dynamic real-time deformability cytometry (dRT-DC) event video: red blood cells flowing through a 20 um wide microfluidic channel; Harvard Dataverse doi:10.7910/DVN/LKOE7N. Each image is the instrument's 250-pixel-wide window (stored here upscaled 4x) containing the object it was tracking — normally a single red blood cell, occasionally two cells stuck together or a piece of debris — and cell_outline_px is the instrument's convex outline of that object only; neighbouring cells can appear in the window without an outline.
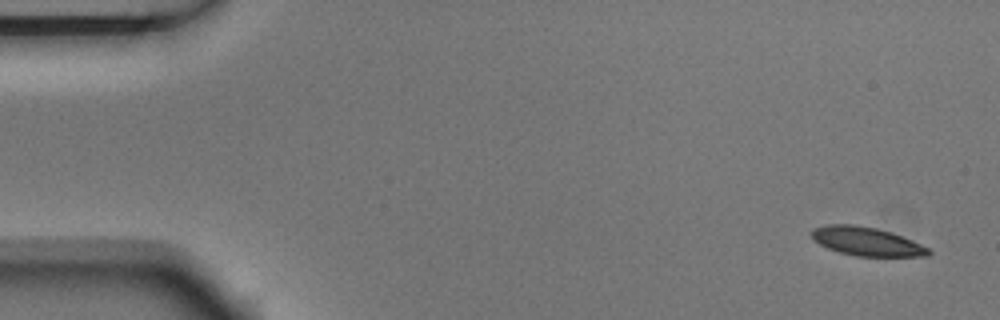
{"species": "Egyptian fruit bat (a non-hibernating species)", "species_latin": "Rousettus aegyptiacus", "temperature_condition": "room temperature", "stored_images_in_passage": 9, "camera_frame_rate_fps": 3000, "um_per_image_px": 0.085, "animal": {"sex": "male"}, "frame": {"image": 1, "passage_image": 1, "time_ms": 0.0, "image_size_px": [1000, 320], "cell_outline_px": [[932, 252], [928, 256], [856, 256], [840, 252], [828, 248], [812, 240], [812, 228], [824, 224], [856, 224], [876, 228], [912, 240], [928, 248]], "centroid_in_image_um": [73.61, 20.51], "position_along_channel_um": 11.4, "area_um2": 19.42}}
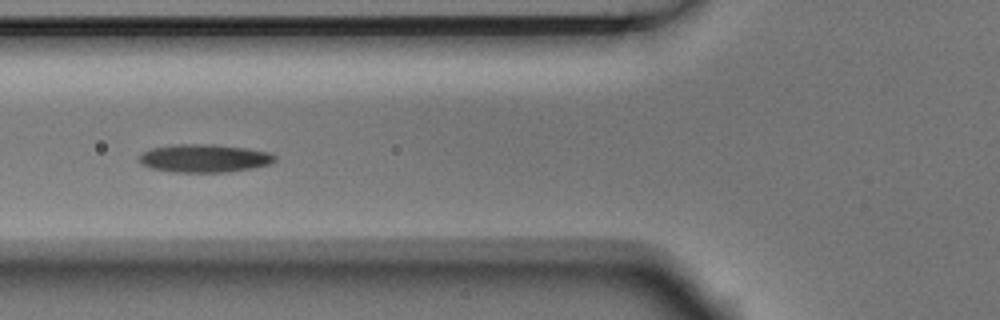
{"frame": {"image": 2, "passage_image": 6, "time_ms": 1.667, "image_size_px": [1000, 320], "cell_outline_px": [[276, 160], [268, 164], [252, 168], [228, 172], [172, 172], [148, 168], [140, 164], [140, 152], [152, 148], [180, 144], [212, 144], [248, 148], [272, 152], [276, 156]], "centroid_in_image_um": [17.36, 13.45], "position_along_channel_um": 108.4, "area_um2": 22.43}}
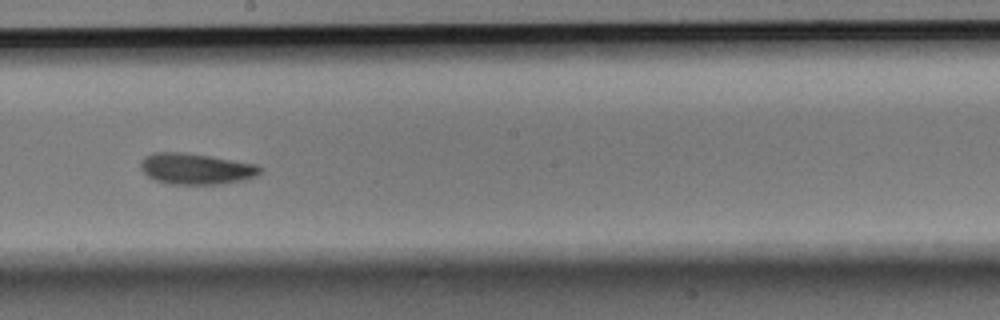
{"frame": {"image": 3, "passage_image": 9, "time_ms": 2.667, "image_size_px": [1000, 320], "cell_outline_px": [[264, 168], [256, 176], [244, 180], [220, 184], [168, 184], [156, 180], [148, 176], [140, 168], [140, 160], [144, 156], [152, 152], [184, 152], [212, 156], [256, 164]], "centroid_in_image_um": [16.65, 14.34], "position_along_channel_um": 231.5, "area_um2": 21.85}}